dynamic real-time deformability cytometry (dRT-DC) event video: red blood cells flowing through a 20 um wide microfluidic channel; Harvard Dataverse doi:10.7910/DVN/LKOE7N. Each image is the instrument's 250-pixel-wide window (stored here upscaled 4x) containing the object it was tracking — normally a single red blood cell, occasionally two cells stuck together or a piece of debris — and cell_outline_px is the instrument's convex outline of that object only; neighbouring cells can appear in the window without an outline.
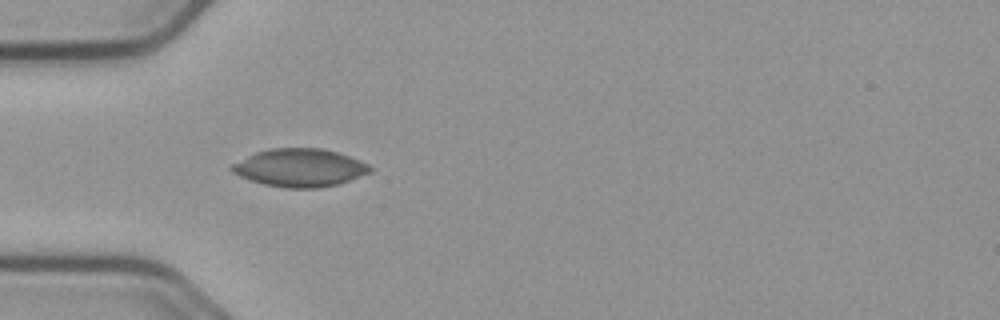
{"species": "common noctule bat (a hibernating species)", "species_latin": "Nyctalus noctula", "temperature_condition": "cold", "stored_images_in_passage": 39, "camera_frame_rate_fps": 3000, "um_per_image_px": 0.085, "animal": {"sex": "male", "body_mass_g": 23.1, "forearm_length_mm": 52.7}, "frame": {"image": 1, "passage_image": 1, "time_ms": 0.0, "image_size_px": [1000, 320], "cell_outline_px": [[372, 172], [340, 184], [316, 188], [284, 188], [264, 184], [240, 176], [232, 172], [228, 168], [232, 164], [256, 152], [268, 148], [320, 148], [336, 152], [360, 160], [368, 164], [372, 168]], "centroid_in_image_um": [25.49, 14.26], "position_along_channel_um": 59.5, "area_um2": 30.58}}
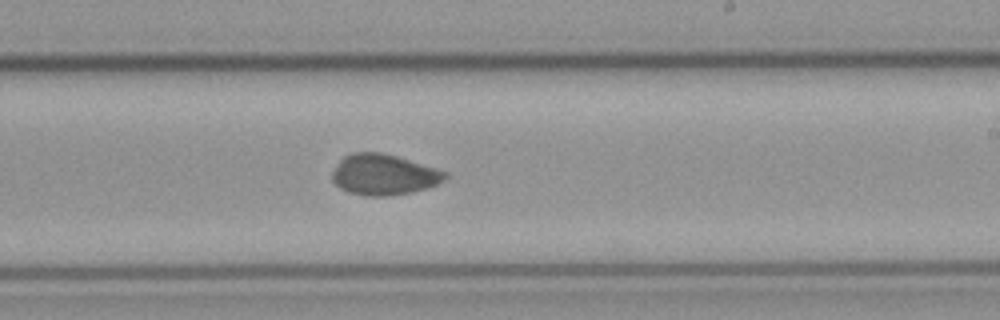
{"frame": {"image": 2, "passage_image": 17, "time_ms": 5.333, "image_size_px": [1000, 320], "cell_outline_px": [[448, 176], [444, 180], [428, 188], [412, 192], [384, 196], [364, 196], [348, 192], [340, 188], [332, 180], [332, 172], [340, 160], [344, 156], [352, 152], [380, 152], [396, 156], [436, 168], [448, 172]], "centroid_in_image_um": [32.61, 14.85], "position_along_channel_um": 256.4, "area_um2": 26.82}}
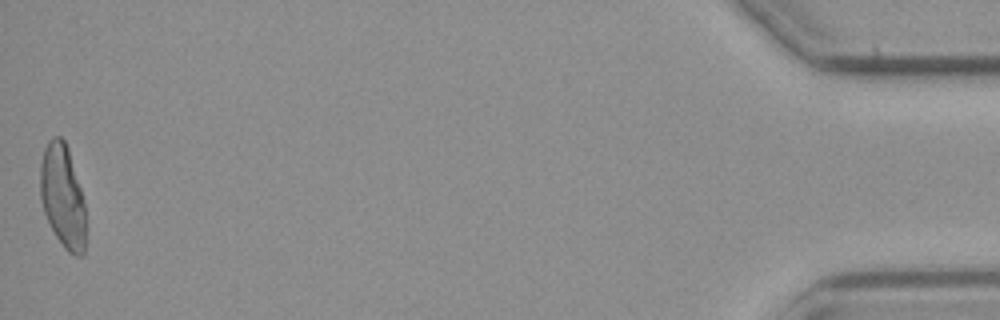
{"frame": {"image": 3, "passage_image": 39, "time_ms": 12.667, "image_size_px": [1000, 320], "cell_outline_px": [[84, 252], [80, 256], [76, 256], [68, 252], [64, 248], [56, 236], [44, 212], [40, 200], [40, 164], [44, 148], [48, 140], [52, 136], [60, 136], [64, 140], [68, 148], [84, 200]], "centroid_in_image_um": [5.3, 16.65], "position_along_channel_um": 429.9, "area_um2": 27.22}, "authors_computed_cell_mechanics": {"area_um2": 26.7036, "velocity_mm_per_s": 3.735, "shape_relaxation_time_tau1_ms": null, "shape_relaxation_time_tau2_ms": 3.2858, "deformation_change_tau1": null, "deformation_change_tau2": 0.0582}}